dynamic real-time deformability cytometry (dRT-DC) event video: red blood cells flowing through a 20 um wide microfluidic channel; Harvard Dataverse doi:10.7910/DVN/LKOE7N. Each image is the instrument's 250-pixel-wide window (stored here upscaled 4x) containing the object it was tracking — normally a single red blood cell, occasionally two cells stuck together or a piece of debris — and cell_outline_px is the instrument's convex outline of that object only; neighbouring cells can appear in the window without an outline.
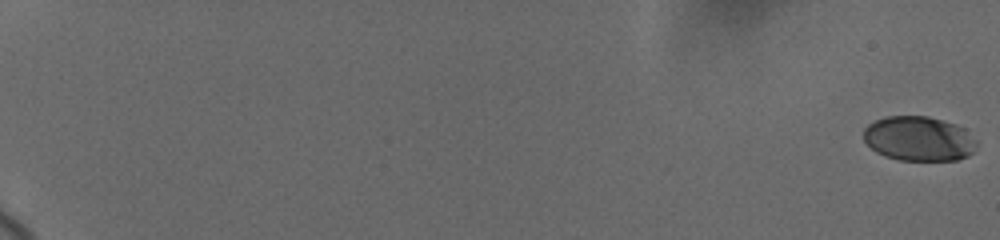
{"species": "human", "species_latin": "Homo sapiens", "temperature_condition": "cold", "stored_images_in_passage": 7, "camera_frame_rate_fps": 3000, "um_per_image_px": 0.085, "donor": {"sex": "female"}, "frame": {"image": 1, "passage_image": 1, "time_ms": 0.0, "image_size_px": [1000, 240], "cell_outline_px": [[976, 144], [972, 152], [968, 156], [956, 160], [900, 160], [884, 156], [876, 152], [864, 140], [864, 128], [868, 124], [884, 116], [928, 116], [956, 124], [964, 128], [976, 140]], "centroid_in_image_um": [78.09, 11.78], "position_along_channel_um": 6.9, "area_um2": 29.42}}